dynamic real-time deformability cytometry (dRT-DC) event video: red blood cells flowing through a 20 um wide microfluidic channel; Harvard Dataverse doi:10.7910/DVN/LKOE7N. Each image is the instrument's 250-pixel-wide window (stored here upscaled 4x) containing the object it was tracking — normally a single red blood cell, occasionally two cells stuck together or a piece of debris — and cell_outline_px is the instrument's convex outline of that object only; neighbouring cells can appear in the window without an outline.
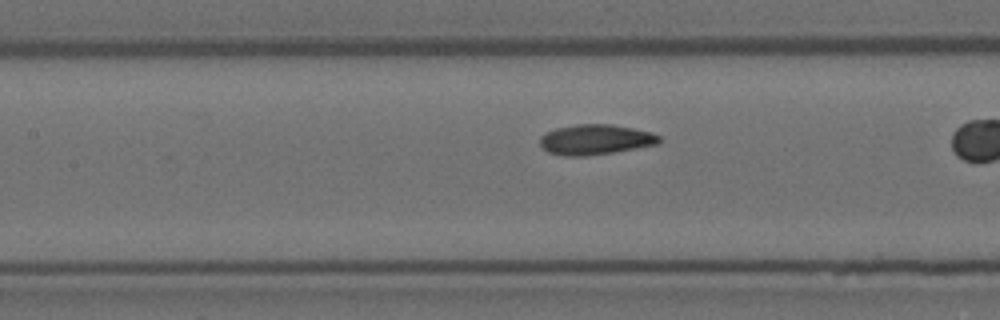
{"species": "Egyptian fruit bat (a non-hibernating species)", "species_latin": "Rousettus aegyptiacus", "temperature_condition": "room temperature", "stored_images_in_passage": 26, "camera_frame_rate_fps": 3000, "um_per_image_px": 0.085, "animal": {"sex": "female"}, "frame": {"image": 1, "passage_image": 24, "time_ms": 7.667, "image_size_px": [1000, 320], "cell_outline_px": [[660, 144], [612, 152], [584, 156], [564, 156], [548, 152], [540, 144], [540, 136], [544, 132], [556, 128], [576, 124], [612, 124], [652, 132], [660, 136]], "centroid_in_image_um": [50.6, 11.85], "position_along_channel_um": 156.8, "area_um2": 21.04}}